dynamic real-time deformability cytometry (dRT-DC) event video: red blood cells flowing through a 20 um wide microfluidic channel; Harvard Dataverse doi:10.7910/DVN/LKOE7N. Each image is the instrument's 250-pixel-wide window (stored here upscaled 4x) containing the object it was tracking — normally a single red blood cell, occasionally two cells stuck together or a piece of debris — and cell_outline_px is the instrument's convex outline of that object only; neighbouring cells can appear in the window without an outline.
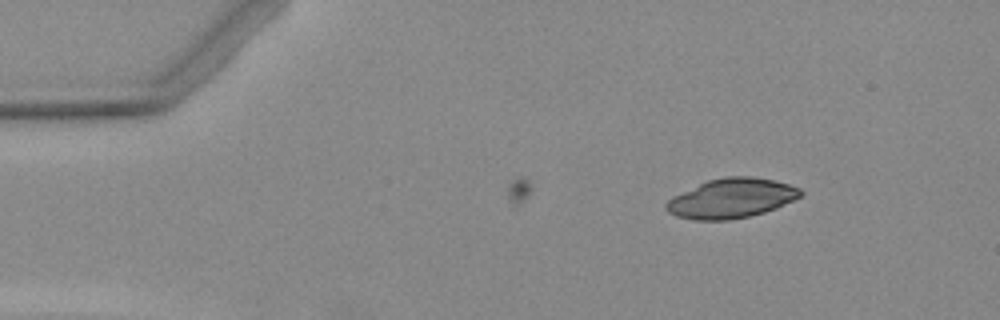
{"species": "Egyptian fruit bat (a non-hibernating species)", "species_latin": "Rousettus aegyptiacus", "temperature_condition": "warm", "stored_images_in_passage": 3, "camera_frame_rate_fps": 3000, "um_per_image_px": 0.085, "animal": {"sex": "female"}, "frame": {"image": 1, "passage_image": 1, "time_ms": 0.0, "image_size_px": [1000, 320], "cell_outline_px": [[804, 192], [800, 196], [776, 208], [764, 212], [748, 216], [728, 220], [692, 220], [676, 216], [668, 212], [664, 208], [664, 204], [672, 196], [708, 180], [724, 176], [752, 176], [776, 180], [800, 188]], "centroid_in_image_um": [62.14, 16.85], "position_along_channel_um": 22.9, "area_um2": 31.04}}